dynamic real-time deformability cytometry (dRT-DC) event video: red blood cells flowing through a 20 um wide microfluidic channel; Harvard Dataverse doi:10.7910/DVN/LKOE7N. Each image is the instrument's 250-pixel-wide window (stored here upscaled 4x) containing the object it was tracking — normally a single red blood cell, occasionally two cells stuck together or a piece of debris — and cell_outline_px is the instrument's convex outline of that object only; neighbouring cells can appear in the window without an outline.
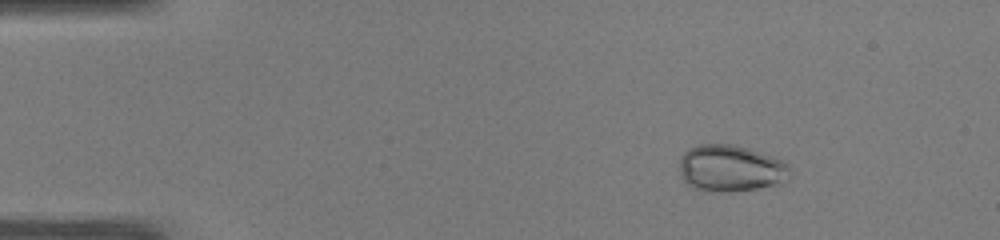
{"species": "common noctule bat (a hibernating species)", "species_latin": "Nyctalus noctula", "temperature_condition": "warm", "stored_images_in_passage": 49, "camera_frame_rate_fps": 3000, "um_per_image_px": 0.085, "animal": {"sex": "male", "body_mass_g": 19.0, "forearm_length_mm": 50.8}, "frame": {"image": 1, "passage_image": 6, "time_ms": 1.667, "image_size_px": [1000, 240], "cell_outline_px": [[792, 176], [788, 180], [776, 184], [756, 188], [728, 192], [720, 192], [692, 188], [684, 180], [680, 172], [680, 160], [684, 152], [688, 148], [700, 144], [732, 144], [748, 148], [780, 160], [788, 164]], "centroid_in_image_um": [62.1, 14.31], "position_along_channel_um": 22.9, "area_um2": 29.94}}
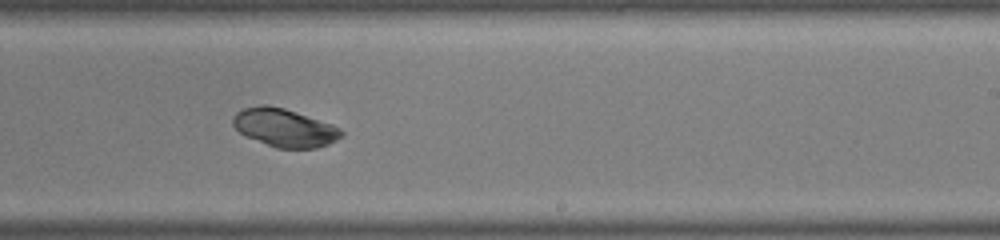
{"frame": {"image": 2, "passage_image": 30, "time_ms": 9.667, "image_size_px": [1000, 240], "cell_outline_px": [[344, 136], [328, 144], [316, 148], [276, 148], [244, 136], [232, 124], [232, 116], [236, 112], [244, 108], [260, 104], [268, 104], [284, 108], [332, 124], [340, 128], [344, 132]], "centroid_in_image_um": [24.16, 10.85], "position_along_channel_um": 264.8, "area_um2": 24.28}}
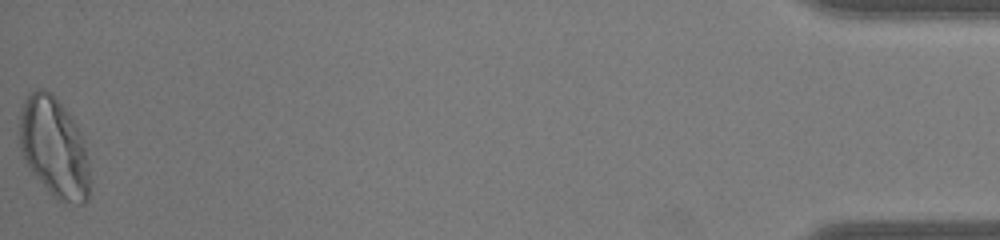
{"frame": {"image": 3, "passage_image": 49, "time_ms": 16.0, "image_size_px": [1000, 240], "cell_outline_px": [[88, 200], [84, 204], [80, 204], [60, 200], [52, 196], [48, 192], [32, 172], [24, 160], [20, 148], [20, 112], [24, 100], [28, 92], [36, 88], [44, 88], [56, 96], [68, 112], [76, 124], [84, 140], [88, 156]], "centroid_in_image_um": [4.59, 12.49], "position_along_channel_um": 430.6, "area_um2": 41.21}, "authors_computed_cell_mechanics": {"area_um2": 28.033, "velocity_mm_per_s": 4.0771, "shape_relaxation_time_tau1_ms": 2.7343, "shape_relaxation_time_tau2_ms": null, "deformation_change_tau1": 0.0866, "deformation_change_tau2": null}}